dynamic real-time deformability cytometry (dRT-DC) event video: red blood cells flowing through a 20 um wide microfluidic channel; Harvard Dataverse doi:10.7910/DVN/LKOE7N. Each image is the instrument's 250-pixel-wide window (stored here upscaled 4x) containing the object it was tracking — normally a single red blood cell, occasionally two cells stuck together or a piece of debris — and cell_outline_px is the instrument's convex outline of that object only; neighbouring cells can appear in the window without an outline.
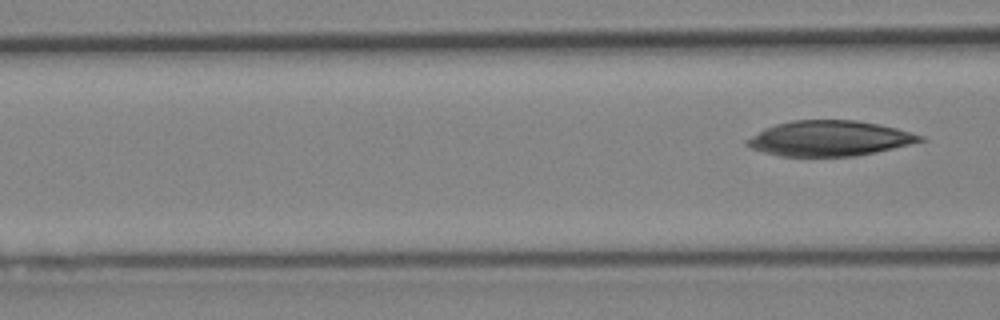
{"species": "Egyptian fruit bat (a non-hibernating species)", "species_latin": "Rousettus aegyptiacus", "temperature_condition": "cold", "stored_images_in_passage": 7, "segment_of_instrument_passage": [2, 2], "camera_frame_rate_fps": 3000, "um_per_image_px": 0.085, "animal": {"sex": "female"}, "frame": {"image": 1, "passage_image": 7, "time_ms": 7.667, "image_size_px": [1000, 320], "cell_outline_px": [[928, 140], [876, 152], [856, 156], [780, 156], [764, 152], [752, 148], [744, 144], [744, 140], [764, 128], [776, 124], [792, 120], [856, 120], [896, 128], [924, 136]], "centroid_in_image_um": [70.49, 11.76], "position_along_channel_um": 96.1, "area_um2": 35.6}}